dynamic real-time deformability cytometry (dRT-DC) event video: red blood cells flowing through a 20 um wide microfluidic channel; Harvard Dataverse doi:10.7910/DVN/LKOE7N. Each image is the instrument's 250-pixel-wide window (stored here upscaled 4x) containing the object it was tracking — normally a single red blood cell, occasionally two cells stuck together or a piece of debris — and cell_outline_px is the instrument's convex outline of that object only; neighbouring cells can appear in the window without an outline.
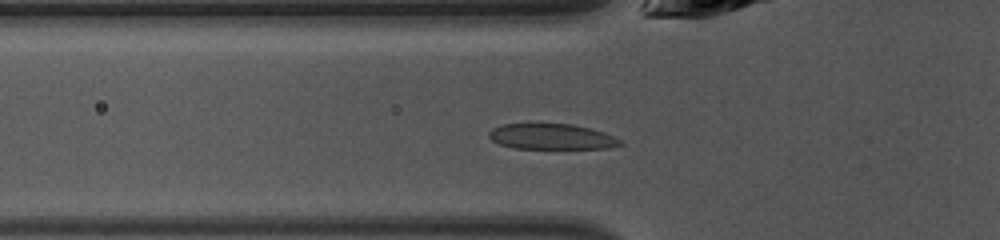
{"species": "common noctule bat (a hibernating species)", "species_latin": "Nyctalus noctula", "temperature_condition": "warm", "stored_images_in_passage": 33, "camera_frame_rate_fps": 3000, "um_per_image_px": 0.085, "animal": {"sex": "female", "body_mass_g": 10.0, "forearm_length_mm": 53.1}, "frame": {"image": 1, "passage_image": 2, "time_ms": 0.333, "image_size_px": [1000, 240], "cell_outline_px": [[624, 144], [612, 148], [516, 148], [500, 144], [492, 140], [488, 136], [488, 132], [492, 128], [504, 124], [572, 124], [592, 128], [604, 132], [620, 140]], "centroid_in_image_um": [46.9, 11.61], "position_along_channel_um": 78.9, "area_um2": 19.48}}
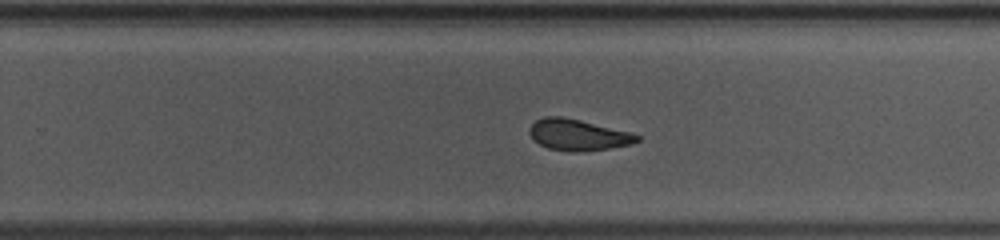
{"frame": {"image": 2, "passage_image": 16, "time_ms": 5.0, "image_size_px": [1000, 240], "cell_outline_px": [[640, 140], [632, 144], [608, 148], [576, 152], [572, 152], [548, 148], [532, 140], [528, 132], [528, 128], [536, 120], [544, 116], [560, 116], [580, 120], [628, 132], [640, 136]], "centroid_in_image_um": [49.07, 11.46], "position_along_channel_um": 280.7, "area_um2": 19.42}}
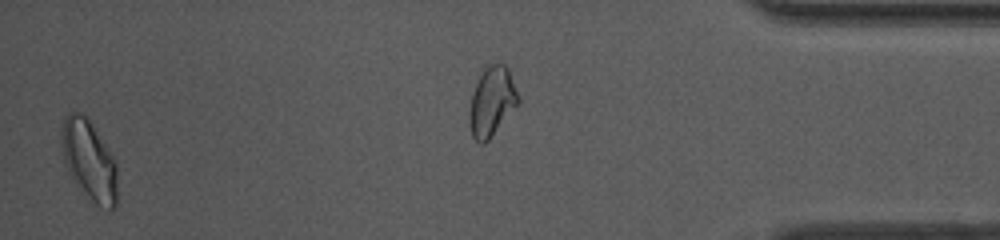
{"frame": {"image": 3, "passage_image": 32, "time_ms": 10.333, "image_size_px": [1000, 240], "cell_outline_px": [[116, 204], [112, 212], [100, 208], [92, 200], [68, 172], [64, 164], [60, 144], [60, 132], [64, 116], [68, 112], [80, 112], [88, 116], [112, 156], [116, 164]], "centroid_in_image_um": [7.54, 13.57], "position_along_channel_um": 427.7, "area_um2": 26.18}, "authors_computed_cell_mechanics": {"area_um2": 20.4034, "velocity_mm_per_s": 4.3022, "shape_relaxation_time_tau1_ms": 4.2248, "shape_relaxation_time_tau2_ms": 3.5309, "deformation_change_tau1": 0.1681, "deformation_change_tau2": 0.0854}}